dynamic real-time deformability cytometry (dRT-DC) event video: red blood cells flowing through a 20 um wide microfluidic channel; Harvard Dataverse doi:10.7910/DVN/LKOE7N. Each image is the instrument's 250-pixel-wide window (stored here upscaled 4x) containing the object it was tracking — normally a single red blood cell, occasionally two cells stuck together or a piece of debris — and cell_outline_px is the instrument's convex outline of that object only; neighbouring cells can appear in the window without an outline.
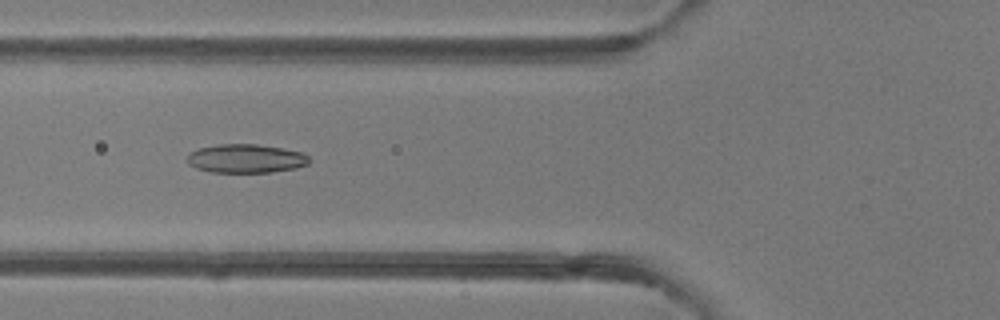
{"species": "common noctule bat (a hibernating species)", "species_latin": "Nyctalus noctula", "temperature_condition": "room temperature", "stored_images_in_passage": 28, "camera_frame_rate_fps": 3000, "um_per_image_px": 0.085, "animal": {"sex": "female"}, "frame": {"image": 1, "passage_image": 8, "time_ms": 2.333, "image_size_px": [1000, 320], "cell_outline_px": [[308, 164], [296, 168], [272, 172], [212, 172], [196, 168], [188, 164], [188, 152], [200, 148], [220, 144], [256, 144], [284, 148], [300, 152], [308, 156]], "centroid_in_image_um": [20.89, 13.47], "position_along_channel_um": 104.9, "area_um2": 20.35}}
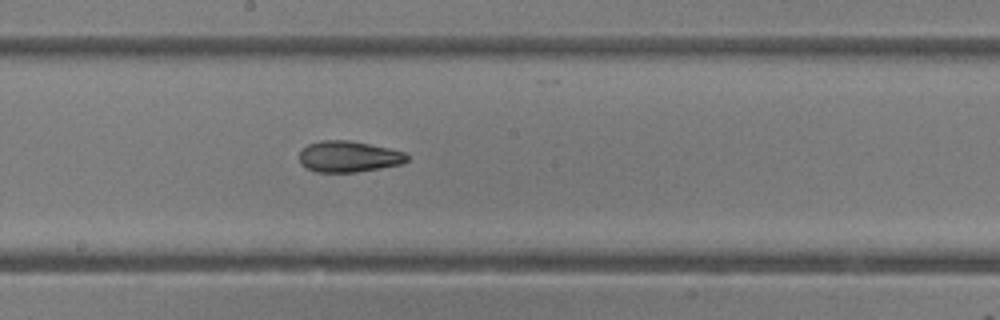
{"frame": {"image": 2, "passage_image": 16, "time_ms": 5.0, "image_size_px": [1000, 320], "cell_outline_px": [[408, 160], [400, 164], [380, 168], [356, 172], [316, 172], [300, 164], [300, 152], [308, 144], [320, 140], [352, 140], [388, 148], [404, 152], [408, 156]], "centroid_in_image_um": [29.62, 13.3], "position_along_channel_um": 218.6, "area_um2": 19.48}}
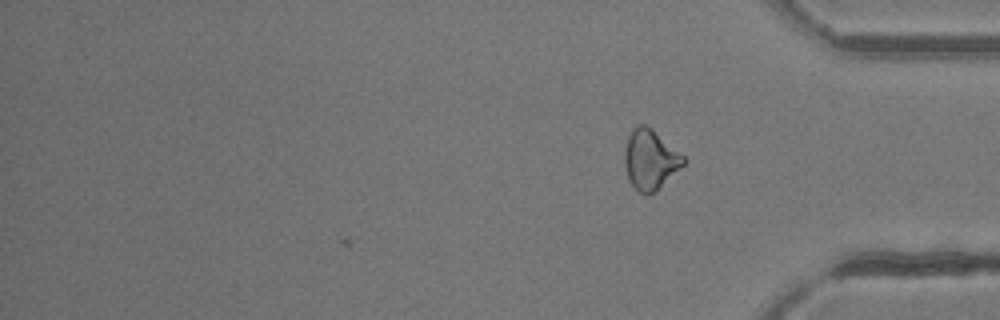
{"frame": {"image": 3, "passage_image": 28, "time_ms": 9.0, "image_size_px": [1000, 320], "cell_outline_px": [[688, 160], [656, 192], [640, 192], [628, 180], [624, 164], [624, 152], [628, 136], [632, 128], [636, 124], [644, 124], [652, 128], [684, 156]], "centroid_in_image_um": [55.26, 13.53], "position_along_channel_um": 379.9, "area_um2": 20.52}, "authors_computed_cell_mechanics": {"area_um2": 19.8832, "velocity_mm_per_s": 4.2502, "shape_relaxation_time_tau1_ms": 7.7341, "shape_relaxation_time_tau2_ms": 3.5106, "deformation_change_tau1": 0.1611, "deformation_change_tau2": 0.1218}}